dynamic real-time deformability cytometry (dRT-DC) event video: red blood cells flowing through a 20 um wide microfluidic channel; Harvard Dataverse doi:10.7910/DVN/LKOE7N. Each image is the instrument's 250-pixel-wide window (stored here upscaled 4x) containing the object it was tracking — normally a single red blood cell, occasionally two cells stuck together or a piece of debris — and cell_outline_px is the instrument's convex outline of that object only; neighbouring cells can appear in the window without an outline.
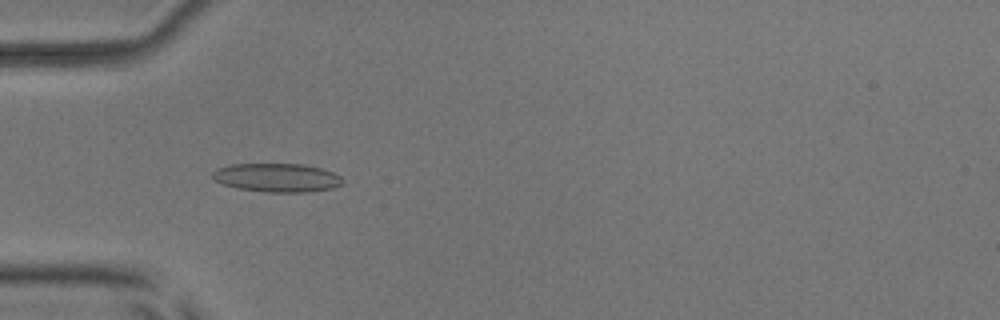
{"species": "common noctule bat (a hibernating species)", "species_latin": "Nyctalus noctula", "temperature_condition": "room temperature", "stored_images_in_passage": 55, "camera_frame_rate_fps": 3000, "um_per_image_px": 0.085, "animal": {"sex": "male", "body_mass_g": 17.9, "forearm_length_mm": 54.2}, "frame": {"image": 1, "passage_image": 18, "time_ms": 5.667, "image_size_px": [1000, 320], "cell_outline_px": [[344, 184], [332, 188], [308, 192], [264, 192], [236, 188], [224, 184], [216, 180], [212, 176], [212, 172], [216, 168], [232, 164], [304, 164], [320, 168], [332, 172], [340, 176], [344, 180]], "centroid_in_image_um": [23.56, 15.1], "position_along_channel_um": 61.4, "area_um2": 21.79}}
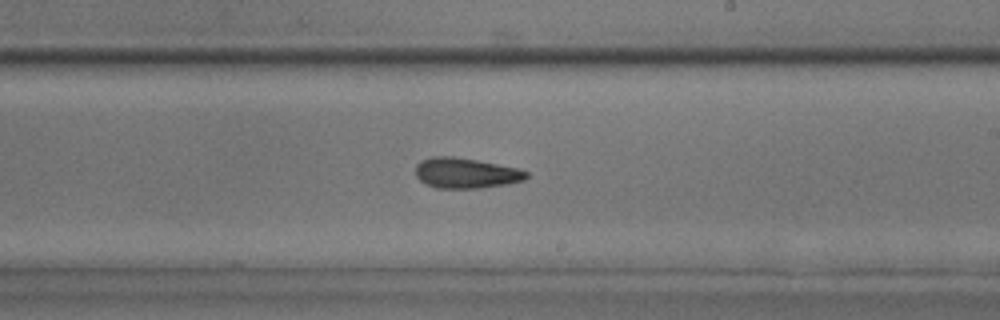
{"frame": {"image": 2, "passage_image": 33, "time_ms": 10.667, "image_size_px": [1000, 320], "cell_outline_px": [[528, 176], [524, 180], [508, 184], [480, 188], [436, 188], [424, 184], [416, 176], [416, 164], [420, 160], [432, 156], [452, 156], [476, 160], [520, 168], [528, 172]], "centroid_in_image_um": [39.59, 14.71], "position_along_channel_um": 249.4, "area_um2": 19.83}}
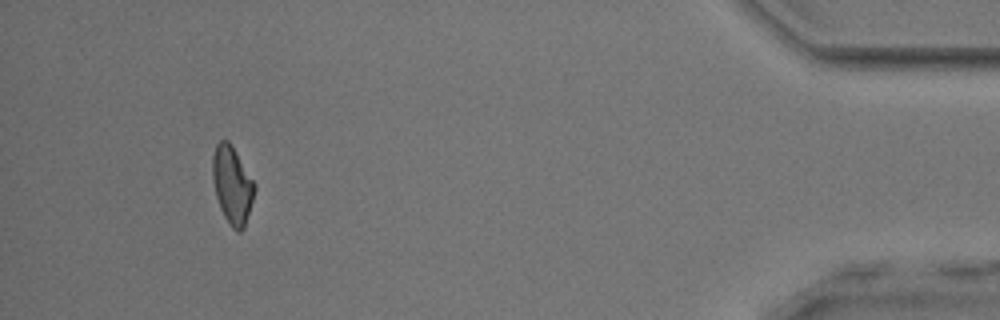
{"frame": {"image": 3, "passage_image": 51, "time_ms": 16.667, "image_size_px": [1000, 320], "cell_outline_px": [[256, 188], [244, 228], [240, 232], [236, 232], [232, 228], [224, 216], [220, 208], [216, 196], [212, 180], [212, 156], [216, 144], [220, 140], [228, 140], [256, 184]], "centroid_in_image_um": [19.73, 15.73], "position_along_channel_um": 415.5, "area_um2": 18.96}, "authors_computed_cell_mechanics": {"area_um2": 19.7676, "velocity_mm_per_s": 3.8348, "shape_relaxation_time_tau1_ms": 10.9594, "shape_relaxation_time_tau2_ms": 4.7553, "deformation_change_tau1": 0.1802, "deformation_change_tau2": 0.1361}}